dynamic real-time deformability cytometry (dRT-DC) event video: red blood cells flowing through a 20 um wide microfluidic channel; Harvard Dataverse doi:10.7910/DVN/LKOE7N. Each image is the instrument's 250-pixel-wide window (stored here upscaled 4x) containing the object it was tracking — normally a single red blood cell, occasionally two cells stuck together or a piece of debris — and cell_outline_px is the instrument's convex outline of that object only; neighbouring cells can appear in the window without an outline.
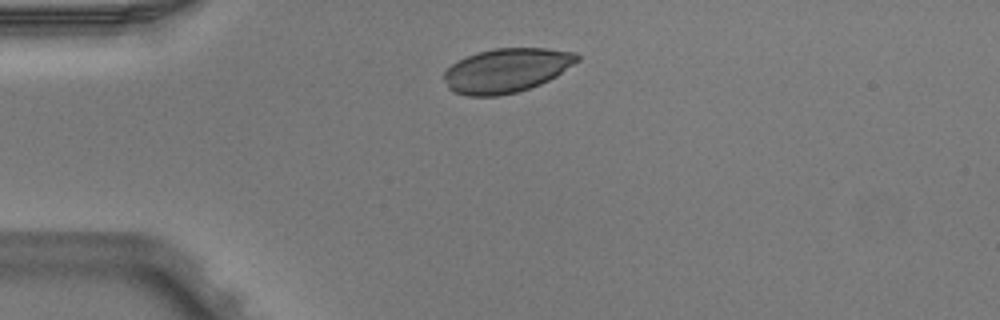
{"species": "Egyptian fruit bat (a non-hibernating species)", "species_latin": "Rousettus aegyptiacus", "temperature_condition": "warm", "stored_images_in_passage": 2, "camera_frame_rate_fps": 3000, "um_per_image_px": 0.085, "animal": {"sex": "male"}, "frame": {"image": 1, "passage_image": 1, "time_ms": 0.0, "image_size_px": [1000, 320], "cell_outline_px": [[580, 60], [556, 76], [540, 84], [516, 92], [496, 96], [468, 96], [452, 92], [448, 88], [444, 80], [444, 72], [452, 64], [476, 52], [492, 48], [548, 48], [576, 52], [580, 56]], "centroid_in_image_um": [43.05, 5.97], "position_along_channel_um": 41.9, "area_um2": 34.33}}